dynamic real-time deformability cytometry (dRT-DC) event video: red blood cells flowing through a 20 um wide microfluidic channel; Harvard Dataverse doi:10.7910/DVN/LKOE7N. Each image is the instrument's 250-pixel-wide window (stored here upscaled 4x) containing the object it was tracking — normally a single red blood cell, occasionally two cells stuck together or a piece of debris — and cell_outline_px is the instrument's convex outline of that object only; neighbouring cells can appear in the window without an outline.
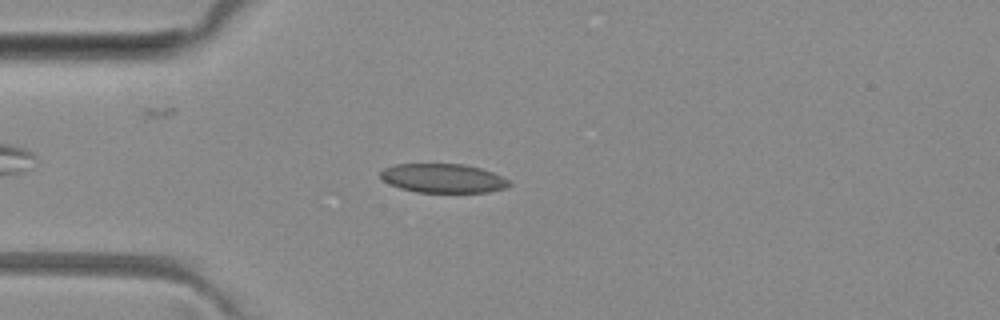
{"species": "common noctule bat (a hibernating species)", "species_latin": "Nyctalus noctula", "temperature_condition": "room temperature", "stored_images_in_passage": 3, "camera_frame_rate_fps": 3000, "um_per_image_px": 0.085, "animal": {"sex": "female", "body_mass_g": 29.2, "forearm_length_mm": 56.3}, "frame": {"image": 1, "passage_image": 3, "time_ms": 2.333, "image_size_px": [1000, 320], "cell_outline_px": [[512, 184], [504, 188], [488, 192], [416, 192], [400, 188], [388, 184], [380, 176], [380, 172], [384, 168], [396, 164], [464, 164], [480, 168], [504, 176]], "centroid_in_image_um": [37.66, 15.15], "position_along_channel_um": 47.3, "area_um2": 21.79}}